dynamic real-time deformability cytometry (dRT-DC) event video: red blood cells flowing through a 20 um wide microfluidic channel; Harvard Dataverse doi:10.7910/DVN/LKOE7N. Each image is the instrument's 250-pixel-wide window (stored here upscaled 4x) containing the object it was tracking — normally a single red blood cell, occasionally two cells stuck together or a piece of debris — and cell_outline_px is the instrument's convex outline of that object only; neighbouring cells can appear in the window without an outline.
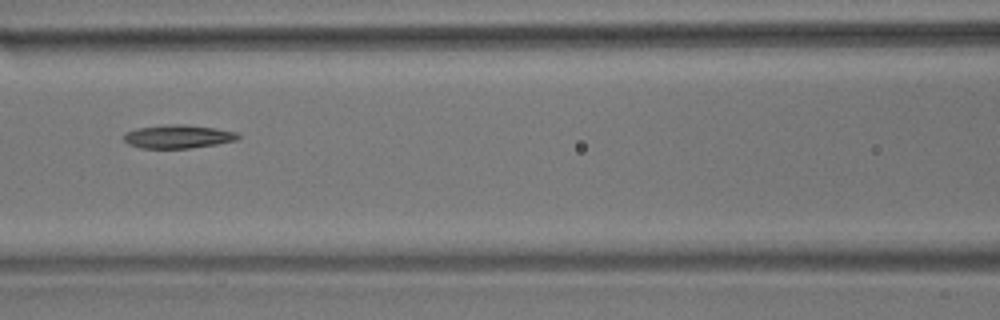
{"species": "common noctule bat (a hibernating species)", "species_latin": "Nyctalus noctula", "temperature_condition": "room temperature", "stored_images_in_passage": 11, "camera_frame_rate_fps": 3000, "um_per_image_px": 0.085, "animal": {"sex": "male", "body_mass_g": 17.9}, "frame": {"image": 1, "passage_image": 4, "time_ms": 3.667, "image_size_px": [1000, 320], "cell_outline_px": [[240, 136], [236, 140], [216, 144], [188, 148], [140, 148], [128, 144], [124, 140], [124, 132], [136, 128], [172, 124], [180, 124], [216, 128], [236, 132]], "centroid_in_image_um": [15.09, 11.6], "position_along_channel_um": 151.5, "area_um2": 15.49}}
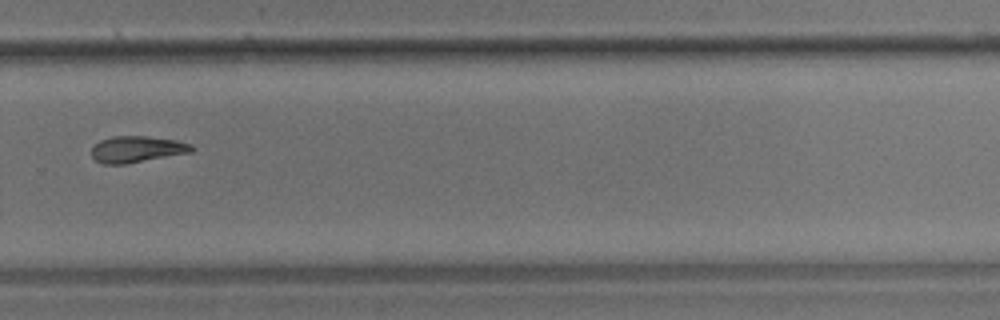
{"frame": {"image": 2, "passage_image": 8, "time_ms": 8.333, "image_size_px": [1000, 320], "cell_outline_px": [[196, 148], [192, 152], [124, 164], [104, 164], [96, 160], [92, 156], [92, 148], [100, 140], [112, 136], [144, 136], [176, 140], [192, 144]], "centroid_in_image_um": [11.66, 12.68], "position_along_channel_um": 318.1, "area_um2": 15.32}}
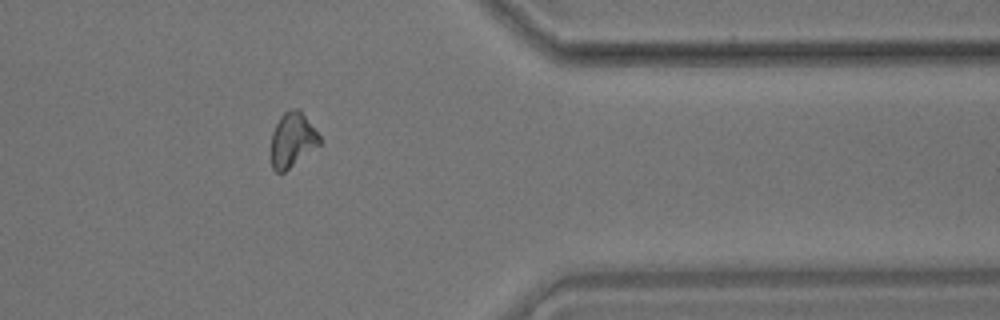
{"frame": {"image": 3, "passage_image": 10, "time_ms": 10.667, "image_size_px": [1000, 320], "cell_outline_px": [[320, 144], [284, 172], [276, 172], [272, 168], [272, 132], [280, 116], [288, 108], [300, 108], [320, 136]], "centroid_in_image_um": [24.85, 11.84], "position_along_channel_um": 386.5, "area_um2": 15.32}}